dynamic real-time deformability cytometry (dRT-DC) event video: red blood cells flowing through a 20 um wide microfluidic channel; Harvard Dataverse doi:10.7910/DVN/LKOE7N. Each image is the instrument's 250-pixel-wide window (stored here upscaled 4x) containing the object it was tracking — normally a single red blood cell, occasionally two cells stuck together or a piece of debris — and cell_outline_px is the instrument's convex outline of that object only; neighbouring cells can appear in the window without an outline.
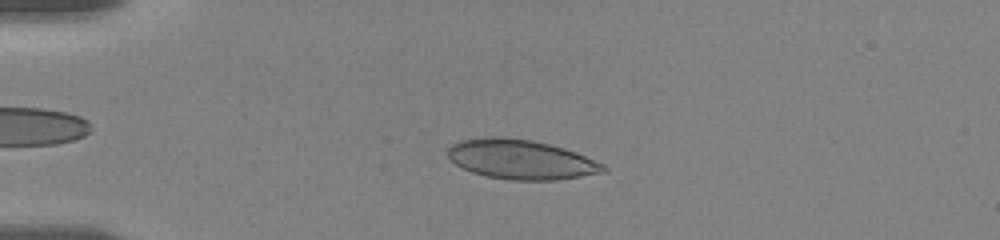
{"species": "human", "species_latin": "Homo sapiens", "temperature_condition": "room temperature", "stored_images_in_passage": 9, "camera_frame_rate_fps": 3000, "um_per_image_px": 0.085, "donor": {"sex": "female"}, "frame": {"image": 1, "passage_image": 4, "time_ms": 3.0, "image_size_px": [1000, 240], "cell_outline_px": [[608, 168], [604, 172], [556, 180], [512, 180], [488, 176], [472, 172], [456, 164], [448, 156], [448, 148], [452, 144], [460, 140], [488, 136], [500, 136], [532, 140], [564, 148], [576, 152], [604, 164]], "centroid_in_image_um": [44.28, 13.54], "position_along_channel_um": 40.7, "area_um2": 35.72}}
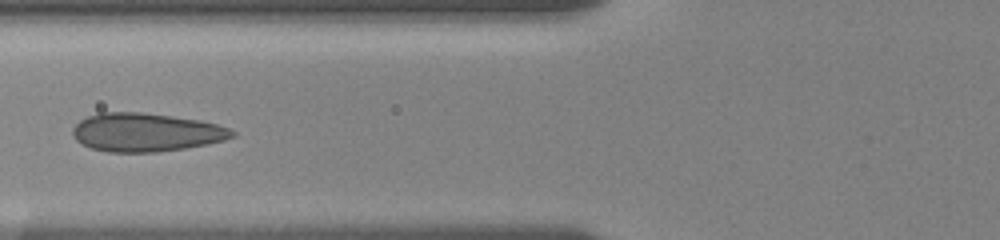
{"frame": {"image": 2, "passage_image": 7, "time_ms": 6.0, "image_size_px": [1000, 240], "cell_outline_px": [[236, 136], [224, 140], [184, 148], [156, 152], [108, 152], [92, 148], [76, 140], [72, 136], [72, 128], [80, 120], [88, 116], [100, 112], [140, 112], [172, 116], [200, 120], [216, 124], [228, 128], [236, 132]], "centroid_in_image_um": [12.39, 11.24], "position_along_channel_um": 113.4, "area_um2": 35.6}}
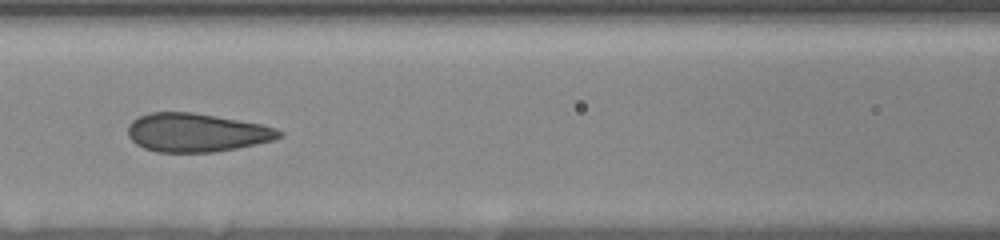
{"frame": {"image": 3, "passage_image": 8, "time_ms": 7.0, "image_size_px": [1000, 240], "cell_outline_px": [[284, 136], [272, 140], [256, 144], [236, 148], [212, 152], [156, 152], [144, 148], [136, 144], [128, 136], [128, 124], [132, 120], [140, 116], [152, 112], [192, 112], [216, 116], [260, 124], [276, 128], [284, 132]], "centroid_in_image_um": [16.69, 11.27], "position_along_channel_um": 149.9, "area_um2": 33.93}}